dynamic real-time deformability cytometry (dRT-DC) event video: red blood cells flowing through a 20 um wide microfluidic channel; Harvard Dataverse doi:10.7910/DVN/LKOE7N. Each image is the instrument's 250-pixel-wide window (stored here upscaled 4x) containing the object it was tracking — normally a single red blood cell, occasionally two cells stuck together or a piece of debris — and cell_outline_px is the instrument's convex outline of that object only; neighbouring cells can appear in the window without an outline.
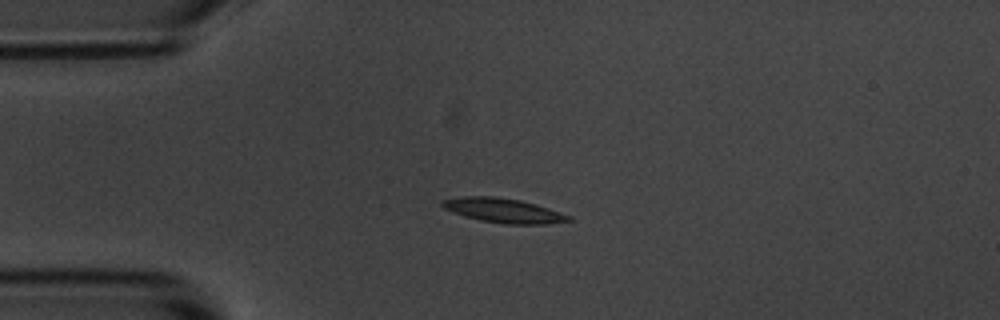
{"species": "common noctule bat (a hibernating species)", "species_latin": "Nyctalus noctula", "temperature_condition": "room temperature", "stored_images_in_passage": 44, "camera_frame_rate_fps": 3000, "um_per_image_px": 0.085, "animal": {"sex": "male", "body_mass_g": 20.1, "forearm_length_mm": 53.5}, "frame": {"image": 1, "passage_image": 1, "time_ms": 0.0, "image_size_px": [1000, 320], "cell_outline_px": [[576, 220], [548, 224], [504, 224], [480, 220], [464, 216], [444, 208], [440, 204], [440, 200], [464, 196], [492, 196], [520, 200], [536, 204], [572, 216]], "centroid_in_image_um": [42.83, 17.9], "position_along_channel_um": 42.2, "area_um2": 18.09}}
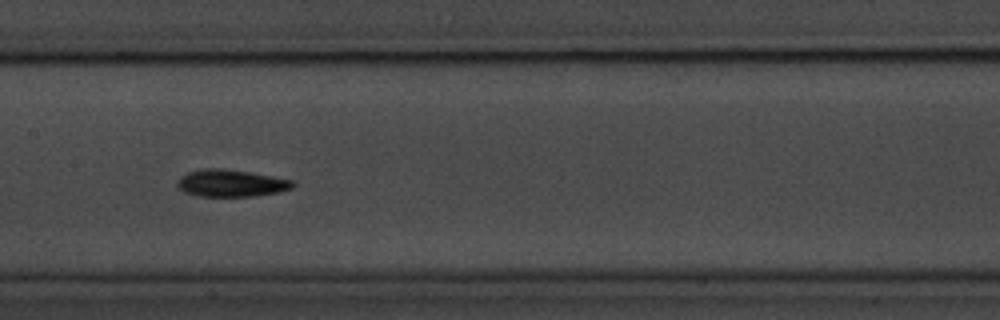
{"frame": {"image": 2, "passage_image": 15, "time_ms": 4.667, "image_size_px": [1000, 320], "cell_outline_px": [[296, 184], [292, 188], [280, 192], [256, 196], [196, 196], [184, 192], [176, 184], [176, 180], [180, 176], [188, 172], [204, 168], [224, 168], [296, 180]], "centroid_in_image_um": [19.65, 15.57], "position_along_channel_um": 187.7, "area_um2": 18.5}}
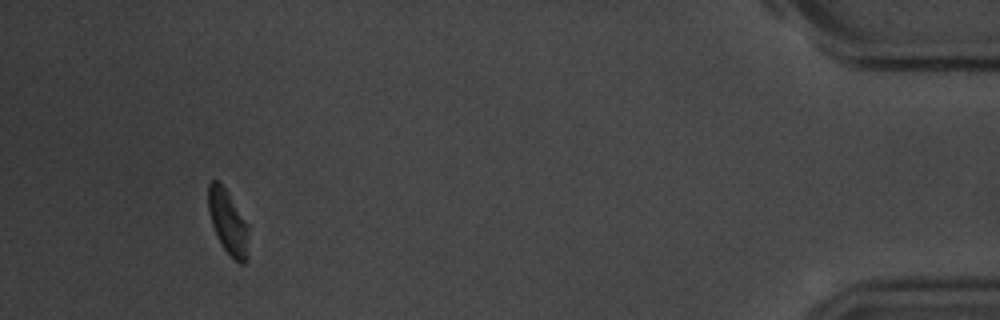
{"frame": {"image": 3, "passage_image": 40, "time_ms": 13.0, "image_size_px": [1000, 320], "cell_outline_px": [[248, 260], [244, 264], [240, 264], [224, 248], [212, 224], [208, 212], [208, 184], [212, 180], [220, 180], [244, 220], [248, 256]], "centroid_in_image_um": [19.33, 18.84], "position_along_channel_um": 415.9, "area_um2": 14.33}, "authors_computed_cell_mechanics": {"area_um2": 17.1955, "velocity_mm_per_s": 3.5639, "shape_relaxation_time_tau1_ms": 2.5928, "shape_relaxation_time_tau2_ms": null, "deformation_change_tau1": 0.1008, "deformation_change_tau2": null}}